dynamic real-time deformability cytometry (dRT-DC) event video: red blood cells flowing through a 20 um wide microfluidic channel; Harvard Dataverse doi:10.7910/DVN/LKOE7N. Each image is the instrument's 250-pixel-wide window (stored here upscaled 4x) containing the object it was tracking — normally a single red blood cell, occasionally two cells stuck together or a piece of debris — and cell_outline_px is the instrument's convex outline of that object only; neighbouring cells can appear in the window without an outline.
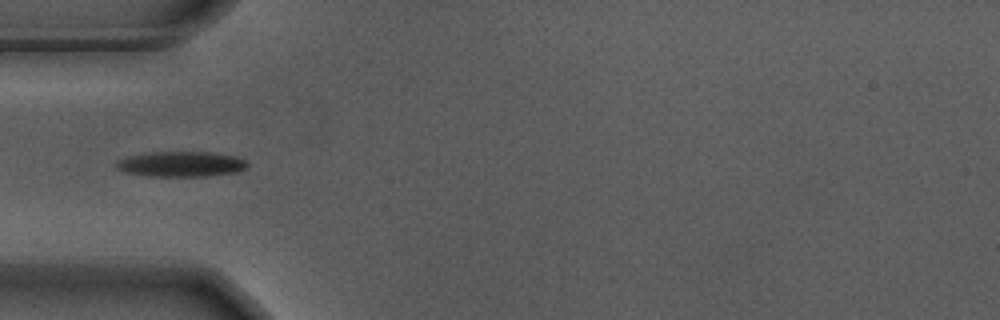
{"species": "Egyptian fruit bat (a non-hibernating species)", "species_latin": "Rousettus aegyptiacus", "temperature_condition": "warm", "stored_images_in_passage": 39, "camera_frame_rate_fps": 3000, "um_per_image_px": 0.085, "animal": {"sex": "male"}, "frame": {"image": 1, "passage_image": 1, "time_ms": 0.0, "image_size_px": [1000, 320], "cell_outline_px": [[248, 168], [240, 172], [208, 176], [148, 176], [124, 172], [116, 168], [112, 164], [116, 160], [128, 156], [144, 152], [212, 152], [236, 156], [244, 160], [248, 164]], "centroid_in_image_um": [15.37, 13.94], "position_along_channel_um": 69.6, "area_um2": 19.77}}
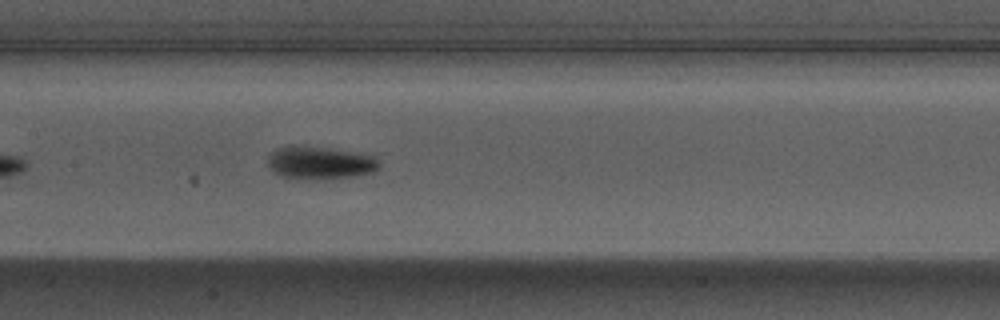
{"frame": {"image": 2, "passage_image": 10, "time_ms": 3.0, "image_size_px": [1000, 320], "cell_outline_px": [[380, 168], [372, 172], [332, 180], [296, 180], [280, 176], [272, 172], [268, 164], [268, 156], [276, 148], [288, 144], [296, 144], [328, 148], [372, 156], [380, 164]], "centroid_in_image_um": [27.1, 13.86], "position_along_channel_um": 180.3, "area_um2": 21.91}}
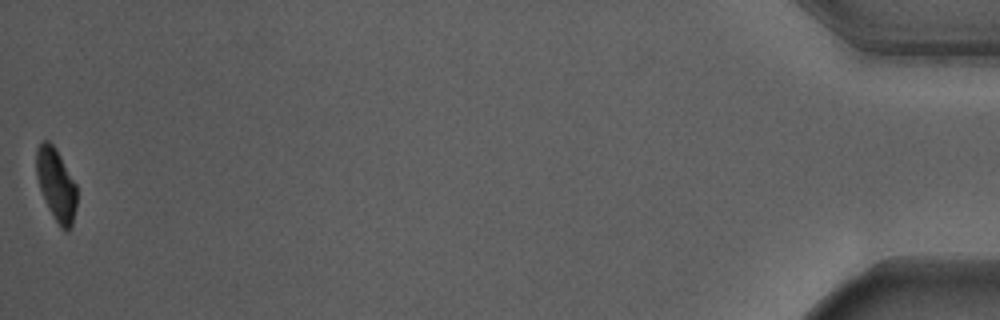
{"frame": {"image": 3, "passage_image": 39, "time_ms": 12.667, "image_size_px": [1000, 320], "cell_outline_px": [[76, 208], [72, 224], [68, 232], [60, 228], [48, 208], [40, 188], [36, 176], [36, 148], [44, 140], [48, 140], [56, 148], [76, 184]], "centroid_in_image_um": [4.77, 15.69], "position_along_channel_um": 430.4, "area_um2": 17.05}, "authors_computed_cell_mechanics": {"area_um2": 19.5364, "velocity_mm_per_s": 3.6791, "shape_relaxation_time_tau1_ms": 1.7869, "shape_relaxation_time_tau2_ms": 3.2498, "deformation_change_tau1": 0.1306, "deformation_change_tau2": 0.08}}